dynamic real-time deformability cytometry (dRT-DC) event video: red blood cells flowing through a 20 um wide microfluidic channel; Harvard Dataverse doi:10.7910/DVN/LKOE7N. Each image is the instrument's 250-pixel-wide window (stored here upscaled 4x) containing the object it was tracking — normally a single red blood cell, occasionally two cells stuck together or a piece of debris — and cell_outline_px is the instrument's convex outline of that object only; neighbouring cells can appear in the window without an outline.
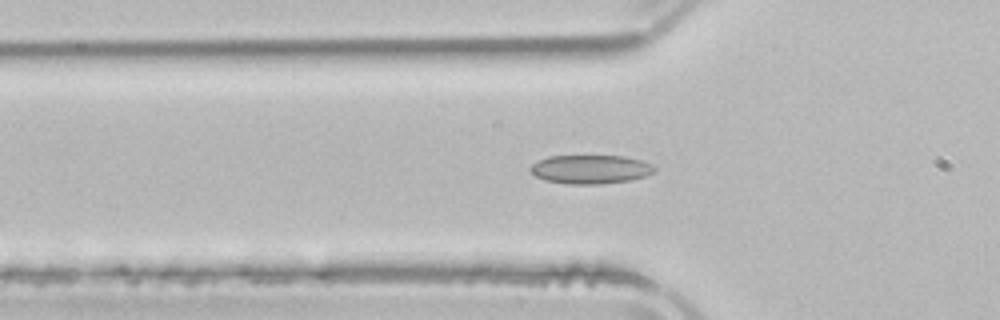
{"species": "common noctule bat (a hibernating species)", "species_latin": "Nyctalus noctula", "temperature_condition": "room temperature", "stored_images_in_passage": 39, "camera_frame_rate_fps": 3000, "um_per_image_px": 0.085, "animal": {"sex": "male", "body_mass_g": 21.5, "forearm_length_mm": 52.0}, "frame": {"image": 1, "passage_image": 3, "time_ms": 0.667, "image_size_px": [1000, 320], "cell_outline_px": [[656, 168], [652, 172], [644, 176], [632, 180], [600, 184], [568, 184], [544, 180], [536, 176], [528, 168], [532, 164], [548, 156], [624, 156], [640, 160], [652, 164]], "centroid_in_image_um": [50.18, 14.39], "position_along_channel_um": 75.6, "area_um2": 20.75}}
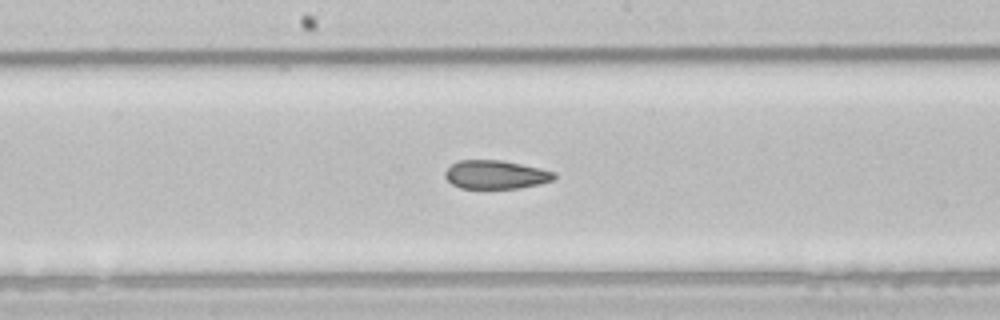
{"frame": {"image": 2, "passage_image": 13, "time_ms": 4.0, "image_size_px": [1000, 320], "cell_outline_px": [[556, 176], [552, 180], [540, 184], [520, 188], [460, 188], [452, 184], [444, 176], [444, 172], [456, 160], [500, 160], [540, 168], [556, 172]], "centroid_in_image_um": [42.13, 14.84], "position_along_channel_um": 206.1, "area_um2": 18.15}}
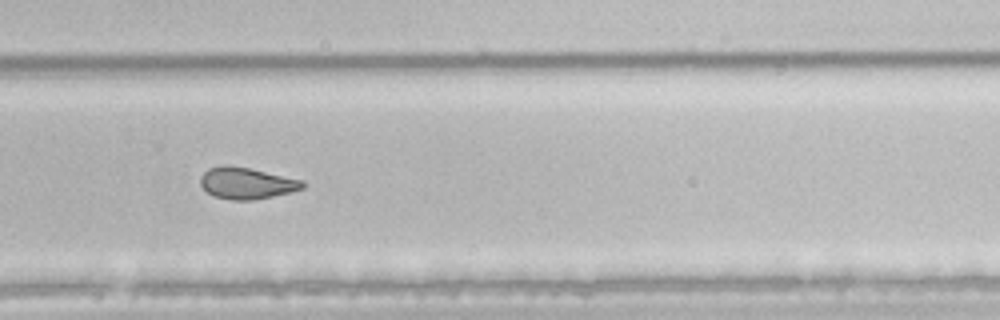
{"frame": {"image": 3, "passage_image": 21, "time_ms": 6.667, "image_size_px": [1000, 320], "cell_outline_px": [[304, 188], [272, 196], [252, 200], [232, 200], [216, 196], [208, 192], [200, 184], [200, 176], [208, 168], [220, 164], [228, 164], [248, 168], [304, 180]], "centroid_in_image_um": [20.93, 15.55], "position_along_channel_um": 308.9, "area_um2": 18.67}, "authors_computed_cell_mechanics": {"area_um2": 19.7676, "velocity_mm_per_s": 3.88, "shape_relaxation_time_tau1_ms": null, "shape_relaxation_time_tau2_ms": 2.8131, "deformation_change_tau1": null, "deformation_change_tau2": 0.0853}}